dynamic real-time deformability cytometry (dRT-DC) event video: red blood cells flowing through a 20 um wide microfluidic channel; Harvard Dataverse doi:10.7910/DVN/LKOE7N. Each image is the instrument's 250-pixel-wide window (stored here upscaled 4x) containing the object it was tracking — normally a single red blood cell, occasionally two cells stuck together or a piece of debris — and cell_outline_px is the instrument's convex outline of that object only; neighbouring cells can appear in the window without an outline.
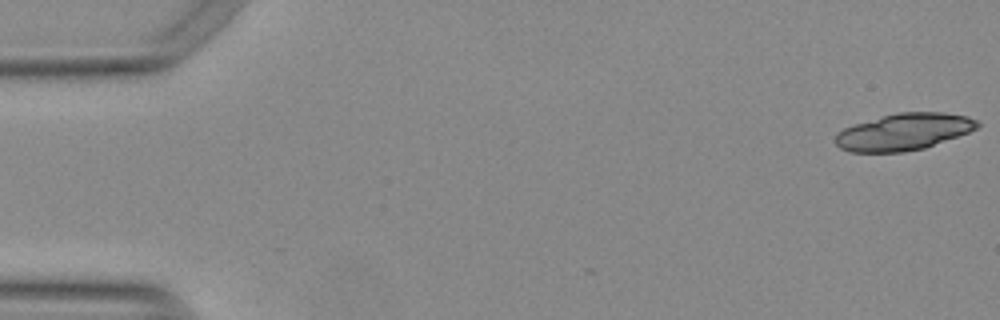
{"species": "Egyptian fruit bat (a non-hibernating species)", "species_latin": "Rousettus aegyptiacus", "temperature_condition": "warm", "stored_images_in_passage": 18, "camera_frame_rate_fps": 3000, "um_per_image_px": 0.085, "animal": {"sex": "female"}, "frame": {"image": 1, "passage_image": 1, "time_ms": 0.0, "image_size_px": [1000, 320], "cell_outline_px": [[980, 124], [976, 128], [968, 132], [924, 148], [904, 152], [848, 152], [840, 148], [836, 144], [836, 132], [844, 128], [856, 124], [896, 112], [944, 112], [968, 116], [976, 120]], "centroid_in_image_um": [76.81, 11.2], "position_along_channel_um": 8.2, "area_um2": 30.23}}